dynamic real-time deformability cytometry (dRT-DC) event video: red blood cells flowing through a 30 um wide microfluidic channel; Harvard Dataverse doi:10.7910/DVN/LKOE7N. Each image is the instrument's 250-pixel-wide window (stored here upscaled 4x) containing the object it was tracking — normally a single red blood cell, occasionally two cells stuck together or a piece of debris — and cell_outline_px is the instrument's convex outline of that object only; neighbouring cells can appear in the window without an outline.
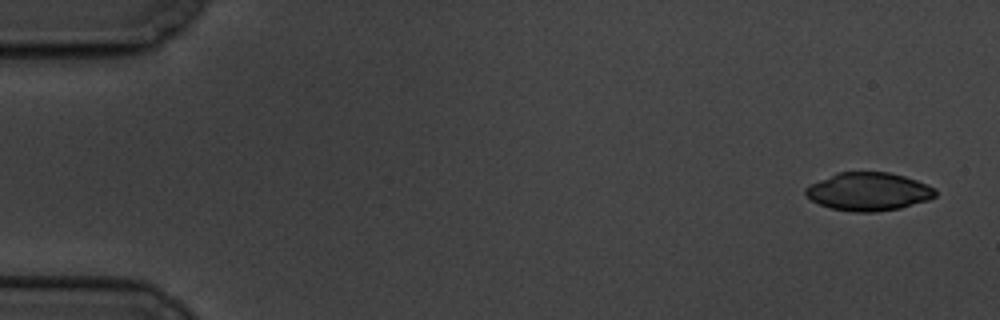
{"species": "common noctule bat (a hibernating species)", "species_latin": "Nyctalus noctula", "temperature_condition": "cold", "stored_images_in_passage": 7, "camera_frame_rate_fps": 3000, "um_per_image_px": 0.085, "animal": {"sex": "male", "body_mass_g": 19.5, "forearm_length_mm": 54.6}, "frame": {"image": 1, "passage_image": 1, "time_ms": 0.0, "image_size_px": [1000, 320], "cell_outline_px": [[936, 196], [928, 200], [900, 208], [876, 212], [852, 212], [832, 208], [820, 204], [812, 200], [804, 192], [804, 188], [836, 172], [888, 172], [904, 176], [916, 180], [936, 188]], "centroid_in_image_um": [73.84, 16.28], "position_along_channel_um": 11.2, "area_um2": 28.73}}